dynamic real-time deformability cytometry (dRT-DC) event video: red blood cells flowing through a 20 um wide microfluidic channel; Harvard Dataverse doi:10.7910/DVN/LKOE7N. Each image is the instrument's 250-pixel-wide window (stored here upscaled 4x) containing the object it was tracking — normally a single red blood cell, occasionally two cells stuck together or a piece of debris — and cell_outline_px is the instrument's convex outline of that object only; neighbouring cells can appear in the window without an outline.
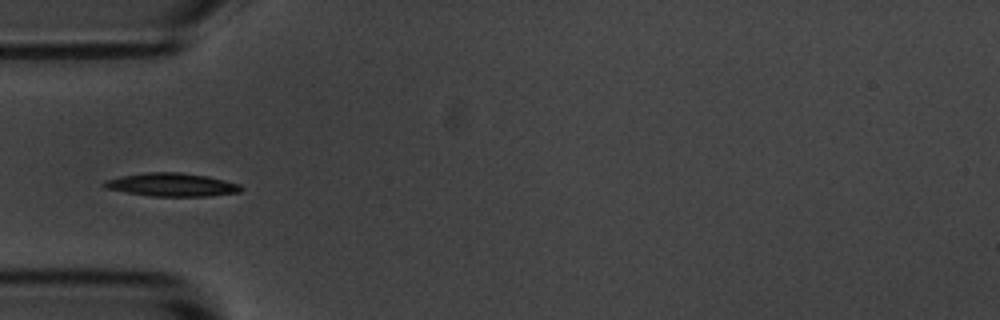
{"species": "common noctule bat (a hibernating species)", "species_latin": "Nyctalus noctula", "temperature_condition": "room temperature", "stored_images_in_passage": 6, "camera_frame_rate_fps": 3000, "um_per_image_px": 0.085, "animal": {"sex": "male", "body_mass_g": 20.1, "forearm_length_mm": 53.5}, "frame": {"image": 1, "passage_image": 4, "time_ms": 4.333, "image_size_px": [1000, 320], "cell_outline_px": [[244, 188], [240, 192], [208, 196], [152, 196], [128, 192], [108, 188], [100, 184], [104, 180], [120, 176], [148, 172], [180, 172], [208, 176], [240, 184]], "centroid_in_image_um": [14.62, 15.69], "position_along_channel_um": 70.4, "area_um2": 18.5}}
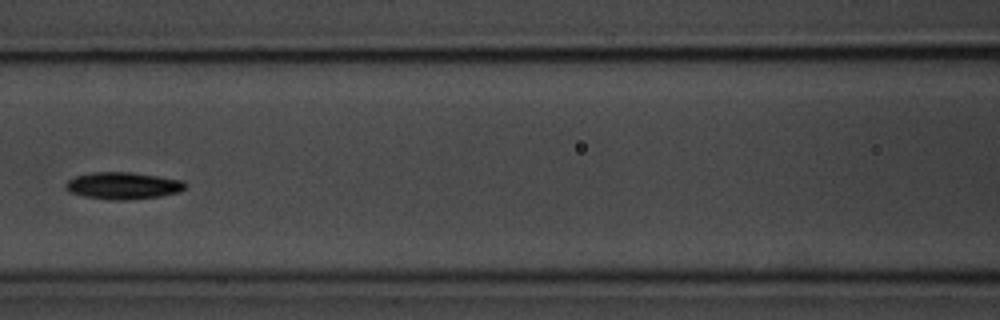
{"frame": {"image": 2, "passage_image": 6, "time_ms": 6.667, "image_size_px": [1000, 320], "cell_outline_px": [[188, 184], [180, 192], [160, 196], [128, 200], [108, 200], [84, 196], [68, 192], [64, 188], [64, 184], [68, 180], [76, 176], [92, 172], [132, 172], [184, 180]], "centroid_in_image_um": [10.45, 15.78], "position_along_channel_um": 156.1, "area_um2": 19.07}}